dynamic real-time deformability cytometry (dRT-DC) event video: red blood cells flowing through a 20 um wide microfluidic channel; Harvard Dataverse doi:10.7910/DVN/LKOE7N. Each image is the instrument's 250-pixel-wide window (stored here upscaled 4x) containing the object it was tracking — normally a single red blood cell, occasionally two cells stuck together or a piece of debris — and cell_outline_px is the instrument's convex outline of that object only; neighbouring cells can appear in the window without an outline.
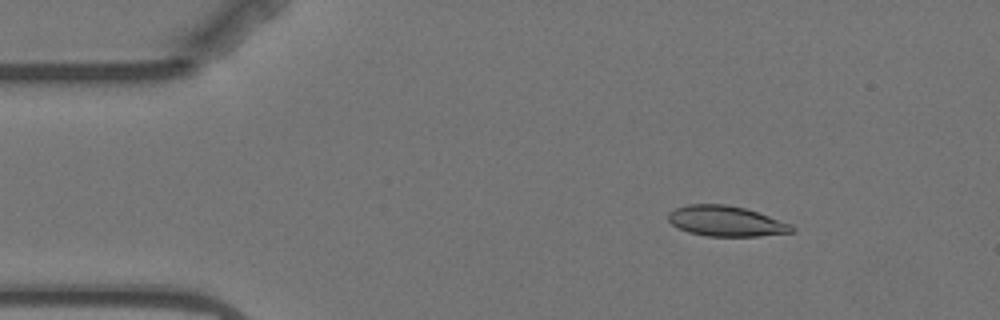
{"species": "Egyptian fruit bat (a non-hibernating species)", "species_latin": "Rousettus aegyptiacus", "temperature_condition": "warm", "stored_images_in_passage": 4, "camera_frame_rate_fps": 3000, "um_per_image_px": 0.085, "animal": {"sex": "female"}, "frame": {"image": 1, "passage_image": 2, "time_ms": 1.333, "image_size_px": [1000, 320], "cell_outline_px": [[796, 232], [760, 236], [708, 236], [688, 232], [672, 224], [668, 220], [668, 212], [676, 208], [688, 204], [724, 204], [744, 208], [792, 224], [796, 228]], "centroid_in_image_um": [61.73, 18.8], "position_along_channel_um": 23.3, "area_um2": 21.85}}